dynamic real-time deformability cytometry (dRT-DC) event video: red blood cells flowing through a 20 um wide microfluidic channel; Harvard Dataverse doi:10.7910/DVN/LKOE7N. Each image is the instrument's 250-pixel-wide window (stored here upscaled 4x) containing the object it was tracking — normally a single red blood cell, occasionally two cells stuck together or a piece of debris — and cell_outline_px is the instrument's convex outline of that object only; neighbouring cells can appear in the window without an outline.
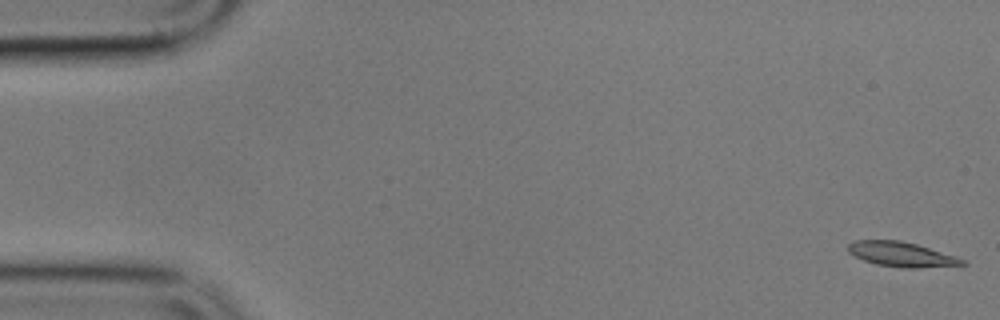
{"species": "common noctule bat (a hibernating species)", "species_latin": "Nyctalus noctula", "temperature_condition": "cold", "stored_images_in_passage": 56, "camera_frame_rate_fps": 3000, "um_per_image_px": 0.085, "animal": {"sex": "male", "body_mass_g": 17.9}, "frame": {"image": 1, "passage_image": 1, "time_ms": 0.0, "image_size_px": [1000, 320], "cell_outline_px": [[968, 264], [916, 268], [900, 268], [876, 264], [864, 260], [848, 252], [848, 244], [856, 240], [900, 240], [916, 244], [956, 256], [964, 260]], "centroid_in_image_um": [76.62, 21.62], "position_along_channel_um": 8.4, "area_um2": 16.36}}
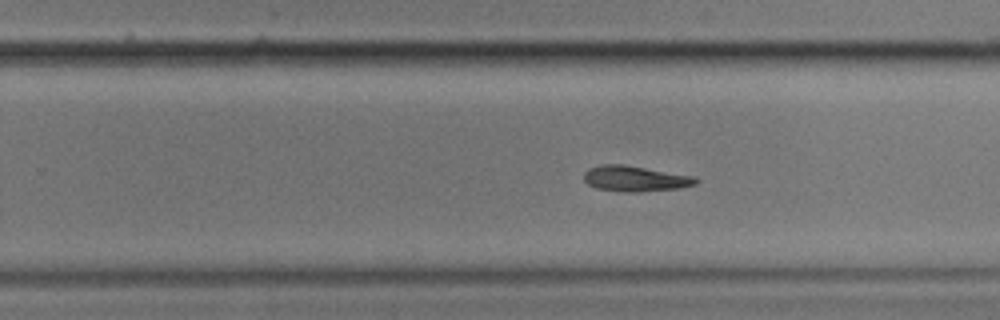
{"frame": {"image": 2, "passage_image": 35, "time_ms": 11.333, "image_size_px": [1000, 320], "cell_outline_px": [[700, 180], [696, 184], [680, 188], [636, 192], [628, 192], [596, 188], [588, 184], [584, 180], [584, 172], [588, 168], [600, 164], [624, 164], [692, 176]], "centroid_in_image_um": [53.96, 15.17], "position_along_channel_um": 275.8, "area_um2": 16.65}}
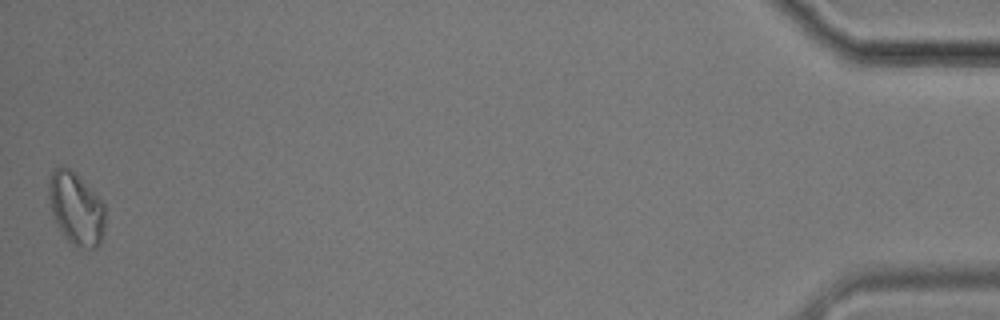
{"frame": {"image": 3, "passage_image": 56, "time_ms": 18.333, "image_size_px": [1000, 320], "cell_outline_px": [[104, 228], [100, 244], [96, 248], [88, 248], [72, 244], [64, 236], [52, 212], [48, 196], [48, 184], [52, 172], [56, 168], [64, 164], [76, 172], [104, 204]], "centroid_in_image_um": [6.46, 17.69], "position_along_channel_um": 428.7, "area_um2": 23.64}, "authors_computed_cell_mechanics": {"area_um2": 17.0221, "velocity_mm_per_s": 3.5123, "shape_relaxation_time_tau1_ms": 8.2003, "shape_relaxation_time_tau2_ms": null, "deformation_change_tau1": 0.1604, "deformation_change_tau2": null}}